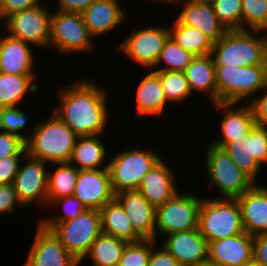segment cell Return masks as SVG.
Instances as JSON below:
<instances>
[{
    "label": "cell",
    "instance_id": "1",
    "mask_svg": "<svg viewBox=\"0 0 267 266\" xmlns=\"http://www.w3.org/2000/svg\"><path fill=\"white\" fill-rule=\"evenodd\" d=\"M64 86L58 90L60 105L54 113L78 137L103 135L108 125V89L88 78Z\"/></svg>",
    "mask_w": 267,
    "mask_h": 266
},
{
    "label": "cell",
    "instance_id": "2",
    "mask_svg": "<svg viewBox=\"0 0 267 266\" xmlns=\"http://www.w3.org/2000/svg\"><path fill=\"white\" fill-rule=\"evenodd\" d=\"M265 32L261 38L257 34ZM215 66L267 65V34L260 30H227L211 51Z\"/></svg>",
    "mask_w": 267,
    "mask_h": 266
},
{
    "label": "cell",
    "instance_id": "3",
    "mask_svg": "<svg viewBox=\"0 0 267 266\" xmlns=\"http://www.w3.org/2000/svg\"><path fill=\"white\" fill-rule=\"evenodd\" d=\"M77 135L54 113L36 124L25 143L26 153L47 164L69 163Z\"/></svg>",
    "mask_w": 267,
    "mask_h": 266
},
{
    "label": "cell",
    "instance_id": "4",
    "mask_svg": "<svg viewBox=\"0 0 267 266\" xmlns=\"http://www.w3.org/2000/svg\"><path fill=\"white\" fill-rule=\"evenodd\" d=\"M217 102L250 103L267 86V65L215 66Z\"/></svg>",
    "mask_w": 267,
    "mask_h": 266
},
{
    "label": "cell",
    "instance_id": "5",
    "mask_svg": "<svg viewBox=\"0 0 267 266\" xmlns=\"http://www.w3.org/2000/svg\"><path fill=\"white\" fill-rule=\"evenodd\" d=\"M198 230L208 243L244 233L237 199L203 198L199 210Z\"/></svg>",
    "mask_w": 267,
    "mask_h": 266
},
{
    "label": "cell",
    "instance_id": "6",
    "mask_svg": "<svg viewBox=\"0 0 267 266\" xmlns=\"http://www.w3.org/2000/svg\"><path fill=\"white\" fill-rule=\"evenodd\" d=\"M108 163L114 195L124 191H137L143 177L160 160L153 150L127 149L115 155Z\"/></svg>",
    "mask_w": 267,
    "mask_h": 266
},
{
    "label": "cell",
    "instance_id": "7",
    "mask_svg": "<svg viewBox=\"0 0 267 266\" xmlns=\"http://www.w3.org/2000/svg\"><path fill=\"white\" fill-rule=\"evenodd\" d=\"M206 173L210 184L219 190L221 197L236 199L255 183L243 173L223 148L212 144L206 149Z\"/></svg>",
    "mask_w": 267,
    "mask_h": 266
},
{
    "label": "cell",
    "instance_id": "8",
    "mask_svg": "<svg viewBox=\"0 0 267 266\" xmlns=\"http://www.w3.org/2000/svg\"><path fill=\"white\" fill-rule=\"evenodd\" d=\"M51 230L66 251L80 262L102 233L100 212L86 209L74 219L55 224Z\"/></svg>",
    "mask_w": 267,
    "mask_h": 266
},
{
    "label": "cell",
    "instance_id": "9",
    "mask_svg": "<svg viewBox=\"0 0 267 266\" xmlns=\"http://www.w3.org/2000/svg\"><path fill=\"white\" fill-rule=\"evenodd\" d=\"M93 40L82 13L52 12L49 47H56L55 50L64 55L79 52L90 54L95 46Z\"/></svg>",
    "mask_w": 267,
    "mask_h": 266
},
{
    "label": "cell",
    "instance_id": "10",
    "mask_svg": "<svg viewBox=\"0 0 267 266\" xmlns=\"http://www.w3.org/2000/svg\"><path fill=\"white\" fill-rule=\"evenodd\" d=\"M202 198L197 194L177 192L170 200L156 208L155 240L158 232L168 235L197 229Z\"/></svg>",
    "mask_w": 267,
    "mask_h": 266
},
{
    "label": "cell",
    "instance_id": "11",
    "mask_svg": "<svg viewBox=\"0 0 267 266\" xmlns=\"http://www.w3.org/2000/svg\"><path fill=\"white\" fill-rule=\"evenodd\" d=\"M223 150L257 184L260 167L267 164V128L255 124L245 138L234 139Z\"/></svg>",
    "mask_w": 267,
    "mask_h": 266
},
{
    "label": "cell",
    "instance_id": "12",
    "mask_svg": "<svg viewBox=\"0 0 267 266\" xmlns=\"http://www.w3.org/2000/svg\"><path fill=\"white\" fill-rule=\"evenodd\" d=\"M50 9L42 3L33 8L16 12L5 19L3 30L14 38L30 45L49 47L51 28Z\"/></svg>",
    "mask_w": 267,
    "mask_h": 266
},
{
    "label": "cell",
    "instance_id": "13",
    "mask_svg": "<svg viewBox=\"0 0 267 266\" xmlns=\"http://www.w3.org/2000/svg\"><path fill=\"white\" fill-rule=\"evenodd\" d=\"M170 37L169 27L151 25L137 28L124 40L120 49L127 57L146 69H153L165 42Z\"/></svg>",
    "mask_w": 267,
    "mask_h": 266
},
{
    "label": "cell",
    "instance_id": "14",
    "mask_svg": "<svg viewBox=\"0 0 267 266\" xmlns=\"http://www.w3.org/2000/svg\"><path fill=\"white\" fill-rule=\"evenodd\" d=\"M22 159L26 160L23 165L20 164L13 181L19 201L23 207L35 201L47 206L49 171L46 168L49 165L40 159L30 157L27 153Z\"/></svg>",
    "mask_w": 267,
    "mask_h": 266
},
{
    "label": "cell",
    "instance_id": "15",
    "mask_svg": "<svg viewBox=\"0 0 267 266\" xmlns=\"http://www.w3.org/2000/svg\"><path fill=\"white\" fill-rule=\"evenodd\" d=\"M29 254L23 266H78L80 262L69 254L51 229L40 222Z\"/></svg>",
    "mask_w": 267,
    "mask_h": 266
},
{
    "label": "cell",
    "instance_id": "16",
    "mask_svg": "<svg viewBox=\"0 0 267 266\" xmlns=\"http://www.w3.org/2000/svg\"><path fill=\"white\" fill-rule=\"evenodd\" d=\"M86 209L100 210L115 198L108 168L78 170L73 192Z\"/></svg>",
    "mask_w": 267,
    "mask_h": 266
},
{
    "label": "cell",
    "instance_id": "17",
    "mask_svg": "<svg viewBox=\"0 0 267 266\" xmlns=\"http://www.w3.org/2000/svg\"><path fill=\"white\" fill-rule=\"evenodd\" d=\"M254 237L244 232L208 243L207 263L213 266H245L253 259Z\"/></svg>",
    "mask_w": 267,
    "mask_h": 266
},
{
    "label": "cell",
    "instance_id": "18",
    "mask_svg": "<svg viewBox=\"0 0 267 266\" xmlns=\"http://www.w3.org/2000/svg\"><path fill=\"white\" fill-rule=\"evenodd\" d=\"M161 244L180 266H199L207 263L208 241L198 228L166 235Z\"/></svg>",
    "mask_w": 267,
    "mask_h": 266
},
{
    "label": "cell",
    "instance_id": "19",
    "mask_svg": "<svg viewBox=\"0 0 267 266\" xmlns=\"http://www.w3.org/2000/svg\"><path fill=\"white\" fill-rule=\"evenodd\" d=\"M131 221L134 232L142 240H155L156 209L138 191L115 194Z\"/></svg>",
    "mask_w": 267,
    "mask_h": 266
},
{
    "label": "cell",
    "instance_id": "20",
    "mask_svg": "<svg viewBox=\"0 0 267 266\" xmlns=\"http://www.w3.org/2000/svg\"><path fill=\"white\" fill-rule=\"evenodd\" d=\"M242 104H244L242 106ZM238 105V107H234ZM214 103L216 110H223L225 116L221 120L220 131L222 137L210 142V144L223 148L227 143L238 138H245V134L249 133L254 127L255 118L252 107L249 103ZM234 109V110H233Z\"/></svg>",
    "mask_w": 267,
    "mask_h": 266
},
{
    "label": "cell",
    "instance_id": "21",
    "mask_svg": "<svg viewBox=\"0 0 267 266\" xmlns=\"http://www.w3.org/2000/svg\"><path fill=\"white\" fill-rule=\"evenodd\" d=\"M173 169L161 159L143 177L137 191L156 209L170 200L178 188Z\"/></svg>",
    "mask_w": 267,
    "mask_h": 266
},
{
    "label": "cell",
    "instance_id": "22",
    "mask_svg": "<svg viewBox=\"0 0 267 266\" xmlns=\"http://www.w3.org/2000/svg\"><path fill=\"white\" fill-rule=\"evenodd\" d=\"M236 199L244 231L253 237L267 234V187L254 184Z\"/></svg>",
    "mask_w": 267,
    "mask_h": 266
},
{
    "label": "cell",
    "instance_id": "23",
    "mask_svg": "<svg viewBox=\"0 0 267 266\" xmlns=\"http://www.w3.org/2000/svg\"><path fill=\"white\" fill-rule=\"evenodd\" d=\"M3 36V37H2ZM0 36V72L3 74L36 76L34 55L30 44L7 34Z\"/></svg>",
    "mask_w": 267,
    "mask_h": 266
},
{
    "label": "cell",
    "instance_id": "24",
    "mask_svg": "<svg viewBox=\"0 0 267 266\" xmlns=\"http://www.w3.org/2000/svg\"><path fill=\"white\" fill-rule=\"evenodd\" d=\"M178 2L185 4L176 18L179 23L195 27L213 43L217 42L226 33L227 30L219 22L212 3L189 2L187 0H177L176 3L178 4Z\"/></svg>",
    "mask_w": 267,
    "mask_h": 266
},
{
    "label": "cell",
    "instance_id": "25",
    "mask_svg": "<svg viewBox=\"0 0 267 266\" xmlns=\"http://www.w3.org/2000/svg\"><path fill=\"white\" fill-rule=\"evenodd\" d=\"M120 5L119 0H95L82 13L85 25L94 38L112 31L125 21L127 14Z\"/></svg>",
    "mask_w": 267,
    "mask_h": 266
},
{
    "label": "cell",
    "instance_id": "26",
    "mask_svg": "<svg viewBox=\"0 0 267 266\" xmlns=\"http://www.w3.org/2000/svg\"><path fill=\"white\" fill-rule=\"evenodd\" d=\"M136 113L138 116L163 114L168 101L164 95L158 74L150 72L141 80L136 91Z\"/></svg>",
    "mask_w": 267,
    "mask_h": 266
},
{
    "label": "cell",
    "instance_id": "27",
    "mask_svg": "<svg viewBox=\"0 0 267 266\" xmlns=\"http://www.w3.org/2000/svg\"><path fill=\"white\" fill-rule=\"evenodd\" d=\"M102 135L77 137L69 163L78 170H96L108 168L106 146ZM103 164L105 166H103Z\"/></svg>",
    "mask_w": 267,
    "mask_h": 266
},
{
    "label": "cell",
    "instance_id": "28",
    "mask_svg": "<svg viewBox=\"0 0 267 266\" xmlns=\"http://www.w3.org/2000/svg\"><path fill=\"white\" fill-rule=\"evenodd\" d=\"M191 93H208L213 103L217 102L215 65L211 54L195 56L184 70Z\"/></svg>",
    "mask_w": 267,
    "mask_h": 266
},
{
    "label": "cell",
    "instance_id": "29",
    "mask_svg": "<svg viewBox=\"0 0 267 266\" xmlns=\"http://www.w3.org/2000/svg\"><path fill=\"white\" fill-rule=\"evenodd\" d=\"M99 212L103 234L126 240L129 243L142 240L134 232L131 221L115 198L108 202Z\"/></svg>",
    "mask_w": 267,
    "mask_h": 266
},
{
    "label": "cell",
    "instance_id": "30",
    "mask_svg": "<svg viewBox=\"0 0 267 266\" xmlns=\"http://www.w3.org/2000/svg\"><path fill=\"white\" fill-rule=\"evenodd\" d=\"M37 76H21L3 74L0 72V108L20 106L24 96L28 93H36L38 85L35 82Z\"/></svg>",
    "mask_w": 267,
    "mask_h": 266
},
{
    "label": "cell",
    "instance_id": "31",
    "mask_svg": "<svg viewBox=\"0 0 267 266\" xmlns=\"http://www.w3.org/2000/svg\"><path fill=\"white\" fill-rule=\"evenodd\" d=\"M128 243L126 240L101 233L80 263L87 258L92 262V266H116Z\"/></svg>",
    "mask_w": 267,
    "mask_h": 266
},
{
    "label": "cell",
    "instance_id": "32",
    "mask_svg": "<svg viewBox=\"0 0 267 266\" xmlns=\"http://www.w3.org/2000/svg\"><path fill=\"white\" fill-rule=\"evenodd\" d=\"M52 165H56L57 168L53 172H48L47 206L54 200L72 196L78 177V169L70 163Z\"/></svg>",
    "mask_w": 267,
    "mask_h": 266
},
{
    "label": "cell",
    "instance_id": "33",
    "mask_svg": "<svg viewBox=\"0 0 267 266\" xmlns=\"http://www.w3.org/2000/svg\"><path fill=\"white\" fill-rule=\"evenodd\" d=\"M170 37L183 49L195 56L210 54L213 42L195 27L179 23L176 19L170 26Z\"/></svg>",
    "mask_w": 267,
    "mask_h": 266
},
{
    "label": "cell",
    "instance_id": "34",
    "mask_svg": "<svg viewBox=\"0 0 267 266\" xmlns=\"http://www.w3.org/2000/svg\"><path fill=\"white\" fill-rule=\"evenodd\" d=\"M194 57L195 55L180 47L171 37H169L152 70L184 72ZM162 63H165L164 67H160ZM157 67L160 69H157Z\"/></svg>",
    "mask_w": 267,
    "mask_h": 266
},
{
    "label": "cell",
    "instance_id": "35",
    "mask_svg": "<svg viewBox=\"0 0 267 266\" xmlns=\"http://www.w3.org/2000/svg\"><path fill=\"white\" fill-rule=\"evenodd\" d=\"M162 85V89L168 104L180 103L186 100L192 93L189 89L184 72L155 71Z\"/></svg>",
    "mask_w": 267,
    "mask_h": 266
},
{
    "label": "cell",
    "instance_id": "36",
    "mask_svg": "<svg viewBox=\"0 0 267 266\" xmlns=\"http://www.w3.org/2000/svg\"><path fill=\"white\" fill-rule=\"evenodd\" d=\"M241 29L267 31V0H242Z\"/></svg>",
    "mask_w": 267,
    "mask_h": 266
},
{
    "label": "cell",
    "instance_id": "37",
    "mask_svg": "<svg viewBox=\"0 0 267 266\" xmlns=\"http://www.w3.org/2000/svg\"><path fill=\"white\" fill-rule=\"evenodd\" d=\"M211 3L226 30H241L242 0H213Z\"/></svg>",
    "mask_w": 267,
    "mask_h": 266
},
{
    "label": "cell",
    "instance_id": "38",
    "mask_svg": "<svg viewBox=\"0 0 267 266\" xmlns=\"http://www.w3.org/2000/svg\"><path fill=\"white\" fill-rule=\"evenodd\" d=\"M26 114L19 106L1 107L0 131L15 135L26 143L28 135L21 133L28 123Z\"/></svg>",
    "mask_w": 267,
    "mask_h": 266
},
{
    "label": "cell",
    "instance_id": "39",
    "mask_svg": "<svg viewBox=\"0 0 267 266\" xmlns=\"http://www.w3.org/2000/svg\"><path fill=\"white\" fill-rule=\"evenodd\" d=\"M53 206L55 209L63 208L64 212L60 215L47 218L43 217L39 222L47 229H51L55 224L74 219L80 213L86 210L83 203L75 196L63 197L54 200L49 207ZM61 206V207H60Z\"/></svg>",
    "mask_w": 267,
    "mask_h": 266
},
{
    "label": "cell",
    "instance_id": "40",
    "mask_svg": "<svg viewBox=\"0 0 267 266\" xmlns=\"http://www.w3.org/2000/svg\"><path fill=\"white\" fill-rule=\"evenodd\" d=\"M157 240H140L127 244L119 264L122 266H148L152 247Z\"/></svg>",
    "mask_w": 267,
    "mask_h": 266
},
{
    "label": "cell",
    "instance_id": "41",
    "mask_svg": "<svg viewBox=\"0 0 267 266\" xmlns=\"http://www.w3.org/2000/svg\"><path fill=\"white\" fill-rule=\"evenodd\" d=\"M25 142L8 132H0V159L10 156H25Z\"/></svg>",
    "mask_w": 267,
    "mask_h": 266
},
{
    "label": "cell",
    "instance_id": "42",
    "mask_svg": "<svg viewBox=\"0 0 267 266\" xmlns=\"http://www.w3.org/2000/svg\"><path fill=\"white\" fill-rule=\"evenodd\" d=\"M23 157L24 156H10L0 159V185L13 184L21 158Z\"/></svg>",
    "mask_w": 267,
    "mask_h": 266
},
{
    "label": "cell",
    "instance_id": "43",
    "mask_svg": "<svg viewBox=\"0 0 267 266\" xmlns=\"http://www.w3.org/2000/svg\"><path fill=\"white\" fill-rule=\"evenodd\" d=\"M23 206L19 201L13 184L0 185V214L12 213L16 207Z\"/></svg>",
    "mask_w": 267,
    "mask_h": 266
},
{
    "label": "cell",
    "instance_id": "44",
    "mask_svg": "<svg viewBox=\"0 0 267 266\" xmlns=\"http://www.w3.org/2000/svg\"><path fill=\"white\" fill-rule=\"evenodd\" d=\"M267 86L263 90L262 96H254L249 103L252 107L255 123L267 128Z\"/></svg>",
    "mask_w": 267,
    "mask_h": 266
},
{
    "label": "cell",
    "instance_id": "45",
    "mask_svg": "<svg viewBox=\"0 0 267 266\" xmlns=\"http://www.w3.org/2000/svg\"><path fill=\"white\" fill-rule=\"evenodd\" d=\"M155 246L152 247L148 266H180L163 245H160L161 248L157 247V249Z\"/></svg>",
    "mask_w": 267,
    "mask_h": 266
},
{
    "label": "cell",
    "instance_id": "46",
    "mask_svg": "<svg viewBox=\"0 0 267 266\" xmlns=\"http://www.w3.org/2000/svg\"><path fill=\"white\" fill-rule=\"evenodd\" d=\"M42 0H4V22L10 15L40 5Z\"/></svg>",
    "mask_w": 267,
    "mask_h": 266
},
{
    "label": "cell",
    "instance_id": "47",
    "mask_svg": "<svg viewBox=\"0 0 267 266\" xmlns=\"http://www.w3.org/2000/svg\"><path fill=\"white\" fill-rule=\"evenodd\" d=\"M95 0H57L58 11L83 13Z\"/></svg>",
    "mask_w": 267,
    "mask_h": 266
},
{
    "label": "cell",
    "instance_id": "48",
    "mask_svg": "<svg viewBox=\"0 0 267 266\" xmlns=\"http://www.w3.org/2000/svg\"><path fill=\"white\" fill-rule=\"evenodd\" d=\"M253 258L262 266H267V234L254 236Z\"/></svg>",
    "mask_w": 267,
    "mask_h": 266
},
{
    "label": "cell",
    "instance_id": "49",
    "mask_svg": "<svg viewBox=\"0 0 267 266\" xmlns=\"http://www.w3.org/2000/svg\"><path fill=\"white\" fill-rule=\"evenodd\" d=\"M4 0H0V19L4 23Z\"/></svg>",
    "mask_w": 267,
    "mask_h": 266
},
{
    "label": "cell",
    "instance_id": "50",
    "mask_svg": "<svg viewBox=\"0 0 267 266\" xmlns=\"http://www.w3.org/2000/svg\"><path fill=\"white\" fill-rule=\"evenodd\" d=\"M149 1H151V2H156V3H157V2H160V3H161V2H163V3L166 2L167 4H168V3H170V4H175L177 0H149Z\"/></svg>",
    "mask_w": 267,
    "mask_h": 266
},
{
    "label": "cell",
    "instance_id": "51",
    "mask_svg": "<svg viewBox=\"0 0 267 266\" xmlns=\"http://www.w3.org/2000/svg\"><path fill=\"white\" fill-rule=\"evenodd\" d=\"M245 266H262V265L253 258Z\"/></svg>",
    "mask_w": 267,
    "mask_h": 266
},
{
    "label": "cell",
    "instance_id": "52",
    "mask_svg": "<svg viewBox=\"0 0 267 266\" xmlns=\"http://www.w3.org/2000/svg\"><path fill=\"white\" fill-rule=\"evenodd\" d=\"M187 1H189V2H212L213 0H187Z\"/></svg>",
    "mask_w": 267,
    "mask_h": 266
},
{
    "label": "cell",
    "instance_id": "53",
    "mask_svg": "<svg viewBox=\"0 0 267 266\" xmlns=\"http://www.w3.org/2000/svg\"><path fill=\"white\" fill-rule=\"evenodd\" d=\"M199 266H213V265L206 263V264L199 265Z\"/></svg>",
    "mask_w": 267,
    "mask_h": 266
}]
</instances>
